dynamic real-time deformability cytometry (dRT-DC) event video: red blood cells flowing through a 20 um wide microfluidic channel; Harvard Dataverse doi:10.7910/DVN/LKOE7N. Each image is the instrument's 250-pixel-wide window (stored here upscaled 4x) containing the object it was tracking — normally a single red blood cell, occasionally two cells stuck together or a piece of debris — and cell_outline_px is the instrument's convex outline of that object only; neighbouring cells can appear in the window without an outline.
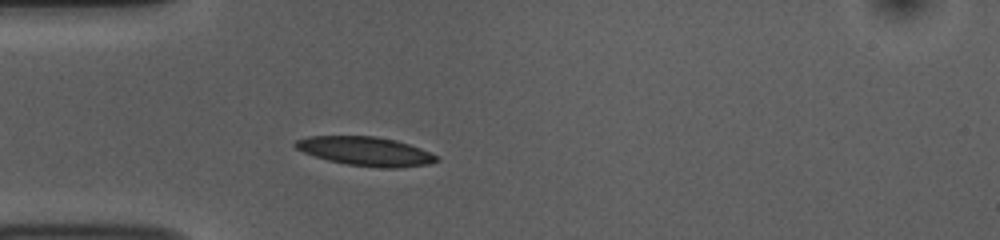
{"species": "common noctule bat (a hibernating species)", "species_latin": "Nyctalus noctula", "temperature_condition": "room temperature", "stored_images_in_passage": 29, "camera_frame_rate_fps": 3000, "um_per_image_px": 0.085, "animal": {"sex": "female", "body_mass_g": 10.0, "forearm_length_mm": 53.1}, "frame": {"image": 1, "passage_image": 6, "time_ms": 1.667, "image_size_px": [1000, 240], "cell_outline_px": [[440, 160], [428, 164], [400, 168], [380, 168], [348, 164], [328, 160], [304, 152], [296, 148], [292, 144], [296, 140], [308, 136], [376, 136], [396, 140], [420, 148], [440, 156]], "centroid_in_image_um": [31.11, 12.86], "position_along_channel_um": 53.9, "area_um2": 23.87}}
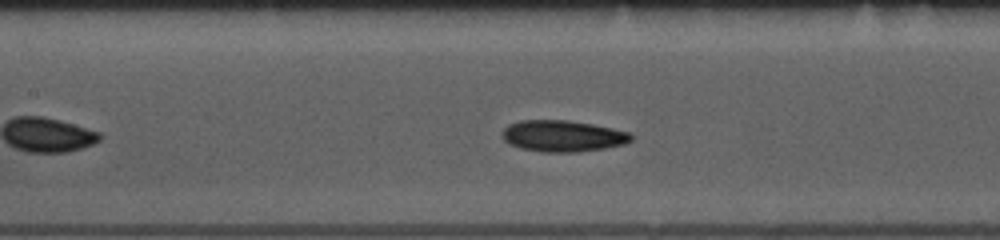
{"frame": {"image": 2, "passage_image": 15, "time_ms": 4.667, "image_size_px": [1000, 240], "cell_outline_px": [[632, 140], [624, 144], [604, 148], [576, 152], [544, 152], [520, 148], [508, 144], [500, 136], [504, 128], [508, 124], [520, 120], [568, 120], [592, 124], [612, 128], [628, 132], [632, 136]], "centroid_in_image_um": [47.78, 11.56], "position_along_channel_um": 159.6, "area_um2": 23.64}}
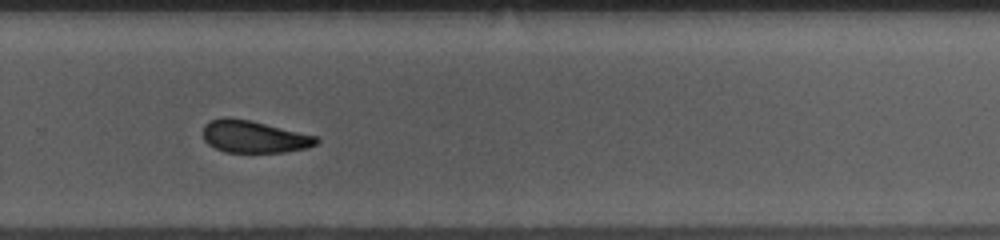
{"frame": {"image": 3, "passage_image": 27, "time_ms": 8.667, "image_size_px": [1000, 240], "cell_outline_px": [[320, 140], [316, 144], [304, 148], [284, 152], [224, 152], [208, 144], [204, 140], [204, 124], [212, 120], [224, 116], [228, 116], [252, 120], [316, 136]], "centroid_in_image_um": [21.56, 11.6], "position_along_channel_um": 308.2, "area_um2": 21.27}}